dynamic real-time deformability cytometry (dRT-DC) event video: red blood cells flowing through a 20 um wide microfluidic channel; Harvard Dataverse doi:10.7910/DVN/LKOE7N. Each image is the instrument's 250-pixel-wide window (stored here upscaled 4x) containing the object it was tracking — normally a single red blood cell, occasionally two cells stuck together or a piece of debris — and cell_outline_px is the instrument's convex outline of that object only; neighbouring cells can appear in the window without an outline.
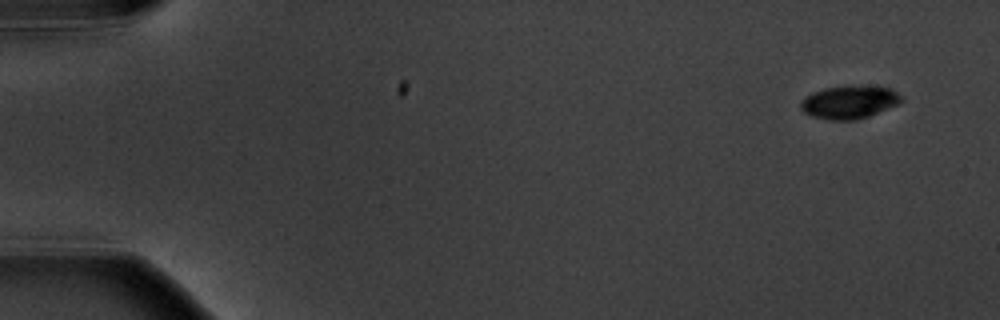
{"species": "common noctule bat (a hibernating species)", "species_latin": "Nyctalus noctula", "temperature_condition": "warm", "stored_images_in_passage": 4, "camera_frame_rate_fps": 3000, "um_per_image_px": 0.085, "animal": {"sex": "male", "body_mass_g": 20.1, "forearm_length_mm": 53.5}, "frame": {"image": 1, "passage_image": 1, "time_ms": 0.0, "image_size_px": [1000, 320], "cell_outline_px": [[904, 100], [900, 104], [868, 116], [856, 120], [828, 120], [812, 116], [804, 112], [800, 108], [800, 100], [804, 96], [812, 92], [824, 88], [892, 88]], "centroid_in_image_um": [72.15, 8.73], "position_along_channel_um": 12.9, "area_um2": 18.84}}